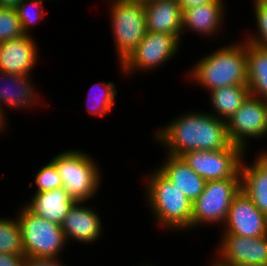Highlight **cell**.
<instances>
[{
  "label": "cell",
  "mask_w": 267,
  "mask_h": 266,
  "mask_svg": "<svg viewBox=\"0 0 267 266\" xmlns=\"http://www.w3.org/2000/svg\"><path fill=\"white\" fill-rule=\"evenodd\" d=\"M185 112L154 130L153 141L158 142L166 154L181 157L189 151H217L233 145L227 121L218 119L209 111Z\"/></svg>",
  "instance_id": "1"
},
{
  "label": "cell",
  "mask_w": 267,
  "mask_h": 266,
  "mask_svg": "<svg viewBox=\"0 0 267 266\" xmlns=\"http://www.w3.org/2000/svg\"><path fill=\"white\" fill-rule=\"evenodd\" d=\"M233 42L198 59L188 73L191 83L207 92L229 85H248L246 41L242 37Z\"/></svg>",
  "instance_id": "2"
},
{
  "label": "cell",
  "mask_w": 267,
  "mask_h": 266,
  "mask_svg": "<svg viewBox=\"0 0 267 266\" xmlns=\"http://www.w3.org/2000/svg\"><path fill=\"white\" fill-rule=\"evenodd\" d=\"M150 170L143 177V193L155 225L172 232L191 230L193 203L156 167Z\"/></svg>",
  "instance_id": "3"
},
{
  "label": "cell",
  "mask_w": 267,
  "mask_h": 266,
  "mask_svg": "<svg viewBox=\"0 0 267 266\" xmlns=\"http://www.w3.org/2000/svg\"><path fill=\"white\" fill-rule=\"evenodd\" d=\"M51 161L61 176L62 187L76 202H91L102 186V169L89 153L77 149H65Z\"/></svg>",
  "instance_id": "4"
},
{
  "label": "cell",
  "mask_w": 267,
  "mask_h": 266,
  "mask_svg": "<svg viewBox=\"0 0 267 266\" xmlns=\"http://www.w3.org/2000/svg\"><path fill=\"white\" fill-rule=\"evenodd\" d=\"M109 2V23L113 36L117 63H122L146 35L144 3L128 0Z\"/></svg>",
  "instance_id": "5"
},
{
  "label": "cell",
  "mask_w": 267,
  "mask_h": 266,
  "mask_svg": "<svg viewBox=\"0 0 267 266\" xmlns=\"http://www.w3.org/2000/svg\"><path fill=\"white\" fill-rule=\"evenodd\" d=\"M16 214L25 257L60 258L68 245L61 225L32 213L24 204Z\"/></svg>",
  "instance_id": "6"
},
{
  "label": "cell",
  "mask_w": 267,
  "mask_h": 266,
  "mask_svg": "<svg viewBox=\"0 0 267 266\" xmlns=\"http://www.w3.org/2000/svg\"><path fill=\"white\" fill-rule=\"evenodd\" d=\"M240 190L241 178L206 181L202 194L192 204L191 230L214 224L222 227Z\"/></svg>",
  "instance_id": "7"
},
{
  "label": "cell",
  "mask_w": 267,
  "mask_h": 266,
  "mask_svg": "<svg viewBox=\"0 0 267 266\" xmlns=\"http://www.w3.org/2000/svg\"><path fill=\"white\" fill-rule=\"evenodd\" d=\"M182 42L175 36L168 33H154L147 31L144 38L129 56L120 64L119 70L123 77L134 73H149L168 61L173 60L179 53Z\"/></svg>",
  "instance_id": "8"
},
{
  "label": "cell",
  "mask_w": 267,
  "mask_h": 266,
  "mask_svg": "<svg viewBox=\"0 0 267 266\" xmlns=\"http://www.w3.org/2000/svg\"><path fill=\"white\" fill-rule=\"evenodd\" d=\"M245 151L232 145L217 151L195 150L184 153L181 157L206 181L225 178H241L240 166Z\"/></svg>",
  "instance_id": "9"
},
{
  "label": "cell",
  "mask_w": 267,
  "mask_h": 266,
  "mask_svg": "<svg viewBox=\"0 0 267 266\" xmlns=\"http://www.w3.org/2000/svg\"><path fill=\"white\" fill-rule=\"evenodd\" d=\"M227 129L233 145L250 151L251 139L267 137V102L250 95L227 121Z\"/></svg>",
  "instance_id": "10"
},
{
  "label": "cell",
  "mask_w": 267,
  "mask_h": 266,
  "mask_svg": "<svg viewBox=\"0 0 267 266\" xmlns=\"http://www.w3.org/2000/svg\"><path fill=\"white\" fill-rule=\"evenodd\" d=\"M216 257L210 264H245L267 266V235L241 237L220 234Z\"/></svg>",
  "instance_id": "11"
},
{
  "label": "cell",
  "mask_w": 267,
  "mask_h": 266,
  "mask_svg": "<svg viewBox=\"0 0 267 266\" xmlns=\"http://www.w3.org/2000/svg\"><path fill=\"white\" fill-rule=\"evenodd\" d=\"M221 234L241 237L267 235V216L259 211L253 201L242 191L234 197Z\"/></svg>",
  "instance_id": "12"
},
{
  "label": "cell",
  "mask_w": 267,
  "mask_h": 266,
  "mask_svg": "<svg viewBox=\"0 0 267 266\" xmlns=\"http://www.w3.org/2000/svg\"><path fill=\"white\" fill-rule=\"evenodd\" d=\"M31 75L8 74L0 71V117L8 124V111L32 109L44 105ZM37 89V90H36ZM37 91V92H36ZM37 104V105H36ZM7 107V108H6ZM7 111V112H6Z\"/></svg>",
  "instance_id": "13"
},
{
  "label": "cell",
  "mask_w": 267,
  "mask_h": 266,
  "mask_svg": "<svg viewBox=\"0 0 267 266\" xmlns=\"http://www.w3.org/2000/svg\"><path fill=\"white\" fill-rule=\"evenodd\" d=\"M87 203L75 202L61 225L68 245L71 241L94 245L102 237L105 224L99 210Z\"/></svg>",
  "instance_id": "14"
},
{
  "label": "cell",
  "mask_w": 267,
  "mask_h": 266,
  "mask_svg": "<svg viewBox=\"0 0 267 266\" xmlns=\"http://www.w3.org/2000/svg\"><path fill=\"white\" fill-rule=\"evenodd\" d=\"M34 35L0 42V71L8 74L32 75L40 53Z\"/></svg>",
  "instance_id": "15"
},
{
  "label": "cell",
  "mask_w": 267,
  "mask_h": 266,
  "mask_svg": "<svg viewBox=\"0 0 267 266\" xmlns=\"http://www.w3.org/2000/svg\"><path fill=\"white\" fill-rule=\"evenodd\" d=\"M226 7L225 0H214L183 10L182 38L186 31L209 39L215 36L218 38L222 26H225Z\"/></svg>",
  "instance_id": "16"
},
{
  "label": "cell",
  "mask_w": 267,
  "mask_h": 266,
  "mask_svg": "<svg viewBox=\"0 0 267 266\" xmlns=\"http://www.w3.org/2000/svg\"><path fill=\"white\" fill-rule=\"evenodd\" d=\"M249 152L240 166L241 190L253 201L259 211L267 216V154L260 151L255 160L247 163Z\"/></svg>",
  "instance_id": "17"
},
{
  "label": "cell",
  "mask_w": 267,
  "mask_h": 266,
  "mask_svg": "<svg viewBox=\"0 0 267 266\" xmlns=\"http://www.w3.org/2000/svg\"><path fill=\"white\" fill-rule=\"evenodd\" d=\"M144 9L147 31L175 35L182 42L183 11L177 0H151Z\"/></svg>",
  "instance_id": "18"
},
{
  "label": "cell",
  "mask_w": 267,
  "mask_h": 266,
  "mask_svg": "<svg viewBox=\"0 0 267 266\" xmlns=\"http://www.w3.org/2000/svg\"><path fill=\"white\" fill-rule=\"evenodd\" d=\"M164 155L165 160L157 169L193 203L202 194L206 180L195 173L182 157Z\"/></svg>",
  "instance_id": "19"
},
{
  "label": "cell",
  "mask_w": 267,
  "mask_h": 266,
  "mask_svg": "<svg viewBox=\"0 0 267 266\" xmlns=\"http://www.w3.org/2000/svg\"><path fill=\"white\" fill-rule=\"evenodd\" d=\"M75 202L65 189L61 187L50 191L34 192L24 205L32 213L48 221L62 225L66 215Z\"/></svg>",
  "instance_id": "20"
},
{
  "label": "cell",
  "mask_w": 267,
  "mask_h": 266,
  "mask_svg": "<svg viewBox=\"0 0 267 266\" xmlns=\"http://www.w3.org/2000/svg\"><path fill=\"white\" fill-rule=\"evenodd\" d=\"M208 93L212 108L209 113L225 121H228L250 96L248 85H229Z\"/></svg>",
  "instance_id": "21"
},
{
  "label": "cell",
  "mask_w": 267,
  "mask_h": 266,
  "mask_svg": "<svg viewBox=\"0 0 267 266\" xmlns=\"http://www.w3.org/2000/svg\"><path fill=\"white\" fill-rule=\"evenodd\" d=\"M250 95L267 102V49L246 42Z\"/></svg>",
  "instance_id": "22"
},
{
  "label": "cell",
  "mask_w": 267,
  "mask_h": 266,
  "mask_svg": "<svg viewBox=\"0 0 267 266\" xmlns=\"http://www.w3.org/2000/svg\"><path fill=\"white\" fill-rule=\"evenodd\" d=\"M112 81H99L94 83L87 95L86 110L92 116L104 117L111 113L113 106L116 104L118 90Z\"/></svg>",
  "instance_id": "23"
},
{
  "label": "cell",
  "mask_w": 267,
  "mask_h": 266,
  "mask_svg": "<svg viewBox=\"0 0 267 266\" xmlns=\"http://www.w3.org/2000/svg\"><path fill=\"white\" fill-rule=\"evenodd\" d=\"M0 253L24 255L18 218L0 217Z\"/></svg>",
  "instance_id": "24"
},
{
  "label": "cell",
  "mask_w": 267,
  "mask_h": 266,
  "mask_svg": "<svg viewBox=\"0 0 267 266\" xmlns=\"http://www.w3.org/2000/svg\"><path fill=\"white\" fill-rule=\"evenodd\" d=\"M45 1L22 0L15 7L18 14V18L20 19L22 30L25 35H31L32 31L35 29L34 27L38 25L39 22H41L42 18H44L48 13V10L43 8Z\"/></svg>",
  "instance_id": "25"
},
{
  "label": "cell",
  "mask_w": 267,
  "mask_h": 266,
  "mask_svg": "<svg viewBox=\"0 0 267 266\" xmlns=\"http://www.w3.org/2000/svg\"><path fill=\"white\" fill-rule=\"evenodd\" d=\"M254 19H256V27L253 32L243 34V39L254 45L267 49V1L266 0H253ZM253 33V34H252Z\"/></svg>",
  "instance_id": "26"
},
{
  "label": "cell",
  "mask_w": 267,
  "mask_h": 266,
  "mask_svg": "<svg viewBox=\"0 0 267 266\" xmlns=\"http://www.w3.org/2000/svg\"><path fill=\"white\" fill-rule=\"evenodd\" d=\"M25 35L15 8L0 7V42Z\"/></svg>",
  "instance_id": "27"
},
{
  "label": "cell",
  "mask_w": 267,
  "mask_h": 266,
  "mask_svg": "<svg viewBox=\"0 0 267 266\" xmlns=\"http://www.w3.org/2000/svg\"><path fill=\"white\" fill-rule=\"evenodd\" d=\"M34 183L37 188L34 192H44L61 188L62 180L55 164L49 159V162L42 165L41 168L35 172Z\"/></svg>",
  "instance_id": "28"
},
{
  "label": "cell",
  "mask_w": 267,
  "mask_h": 266,
  "mask_svg": "<svg viewBox=\"0 0 267 266\" xmlns=\"http://www.w3.org/2000/svg\"><path fill=\"white\" fill-rule=\"evenodd\" d=\"M61 259L53 257H25L24 266H66Z\"/></svg>",
  "instance_id": "29"
},
{
  "label": "cell",
  "mask_w": 267,
  "mask_h": 266,
  "mask_svg": "<svg viewBox=\"0 0 267 266\" xmlns=\"http://www.w3.org/2000/svg\"><path fill=\"white\" fill-rule=\"evenodd\" d=\"M25 255L0 253V266H24Z\"/></svg>",
  "instance_id": "30"
},
{
  "label": "cell",
  "mask_w": 267,
  "mask_h": 266,
  "mask_svg": "<svg viewBox=\"0 0 267 266\" xmlns=\"http://www.w3.org/2000/svg\"><path fill=\"white\" fill-rule=\"evenodd\" d=\"M214 0H177L178 4L181 6L182 11L189 9L194 6L203 5Z\"/></svg>",
  "instance_id": "31"
},
{
  "label": "cell",
  "mask_w": 267,
  "mask_h": 266,
  "mask_svg": "<svg viewBox=\"0 0 267 266\" xmlns=\"http://www.w3.org/2000/svg\"><path fill=\"white\" fill-rule=\"evenodd\" d=\"M22 0H0V7L15 8Z\"/></svg>",
  "instance_id": "32"
},
{
  "label": "cell",
  "mask_w": 267,
  "mask_h": 266,
  "mask_svg": "<svg viewBox=\"0 0 267 266\" xmlns=\"http://www.w3.org/2000/svg\"><path fill=\"white\" fill-rule=\"evenodd\" d=\"M8 126L7 124L1 117H0V135L3 134L4 132L8 131ZM7 129V131H6Z\"/></svg>",
  "instance_id": "33"
},
{
  "label": "cell",
  "mask_w": 267,
  "mask_h": 266,
  "mask_svg": "<svg viewBox=\"0 0 267 266\" xmlns=\"http://www.w3.org/2000/svg\"><path fill=\"white\" fill-rule=\"evenodd\" d=\"M210 266H261V265H245V264H211Z\"/></svg>",
  "instance_id": "34"
},
{
  "label": "cell",
  "mask_w": 267,
  "mask_h": 266,
  "mask_svg": "<svg viewBox=\"0 0 267 266\" xmlns=\"http://www.w3.org/2000/svg\"><path fill=\"white\" fill-rule=\"evenodd\" d=\"M128 1H134V2L146 3V2H149V1H151V0H128Z\"/></svg>",
  "instance_id": "35"
},
{
  "label": "cell",
  "mask_w": 267,
  "mask_h": 266,
  "mask_svg": "<svg viewBox=\"0 0 267 266\" xmlns=\"http://www.w3.org/2000/svg\"><path fill=\"white\" fill-rule=\"evenodd\" d=\"M139 266H153V265L151 263H144V264L142 263V265H139Z\"/></svg>",
  "instance_id": "36"
},
{
  "label": "cell",
  "mask_w": 267,
  "mask_h": 266,
  "mask_svg": "<svg viewBox=\"0 0 267 266\" xmlns=\"http://www.w3.org/2000/svg\"><path fill=\"white\" fill-rule=\"evenodd\" d=\"M260 151H262L263 153H266L267 154V150L265 149V150H260Z\"/></svg>",
  "instance_id": "37"
}]
</instances>
